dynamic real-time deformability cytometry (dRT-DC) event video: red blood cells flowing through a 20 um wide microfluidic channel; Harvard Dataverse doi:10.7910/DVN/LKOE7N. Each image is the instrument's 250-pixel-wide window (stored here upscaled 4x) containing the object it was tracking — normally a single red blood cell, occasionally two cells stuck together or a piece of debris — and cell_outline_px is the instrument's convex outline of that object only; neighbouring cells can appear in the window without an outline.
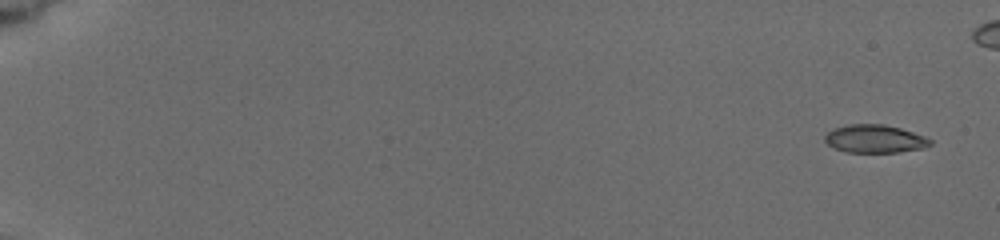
{"species": "common noctule bat (a hibernating species)", "species_latin": "Nyctalus noctula", "temperature_condition": "cold", "stored_images_in_passage": 23, "camera_frame_rate_fps": 3000, "um_per_image_px": 0.085, "animal": {"sex": "female", "body_mass_g": 19.5, "forearm_length_mm": 54.1}, "frame": {"image": 1, "passage_image": 2, "time_ms": 0.667, "image_size_px": [1000, 240], "cell_outline_px": [[932, 144], [924, 148], [896, 152], [844, 152], [832, 148], [824, 140], [824, 136], [832, 128], [848, 124], [884, 124], [900, 128], [924, 136], [932, 140]], "centroid_in_image_um": [74.32, 11.8], "position_along_channel_um": 10.7, "area_um2": 17.34}}
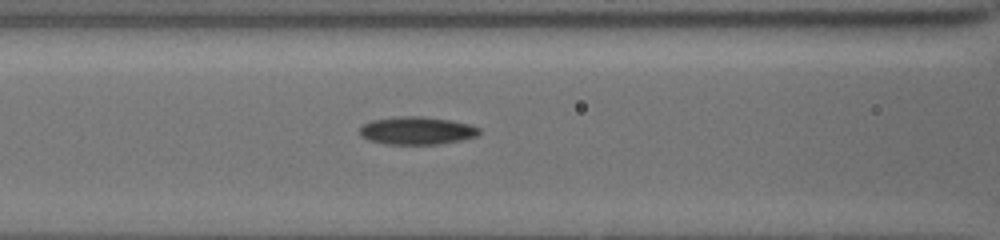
{"frame": {"image": 2, "passage_image": 18, "time_ms": 8.667, "image_size_px": [1000, 240], "cell_outline_px": [[480, 132], [476, 136], [464, 140], [440, 144], [384, 144], [368, 140], [360, 136], [360, 128], [364, 124], [372, 120], [404, 116], [420, 116], [448, 120], [468, 124], [480, 128]], "centroid_in_image_um": [35.43, 11.12], "position_along_channel_um": 131.2, "area_um2": 19.31}}
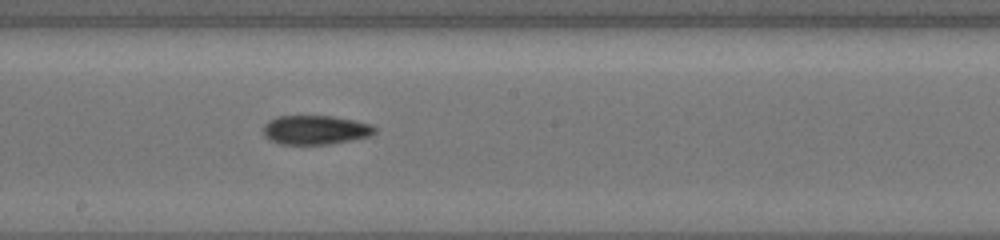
{"frame": {"image": 3, "passage_image": 23, "time_ms": 11.0, "image_size_px": [1000, 240], "cell_outline_px": [[376, 132], [372, 136], [332, 144], [280, 144], [268, 140], [264, 136], [264, 124], [268, 120], [276, 116], [332, 116], [372, 124], [376, 128]], "centroid_in_image_um": [26.81, 11.05], "position_along_channel_um": 221.4, "area_um2": 19.13}}